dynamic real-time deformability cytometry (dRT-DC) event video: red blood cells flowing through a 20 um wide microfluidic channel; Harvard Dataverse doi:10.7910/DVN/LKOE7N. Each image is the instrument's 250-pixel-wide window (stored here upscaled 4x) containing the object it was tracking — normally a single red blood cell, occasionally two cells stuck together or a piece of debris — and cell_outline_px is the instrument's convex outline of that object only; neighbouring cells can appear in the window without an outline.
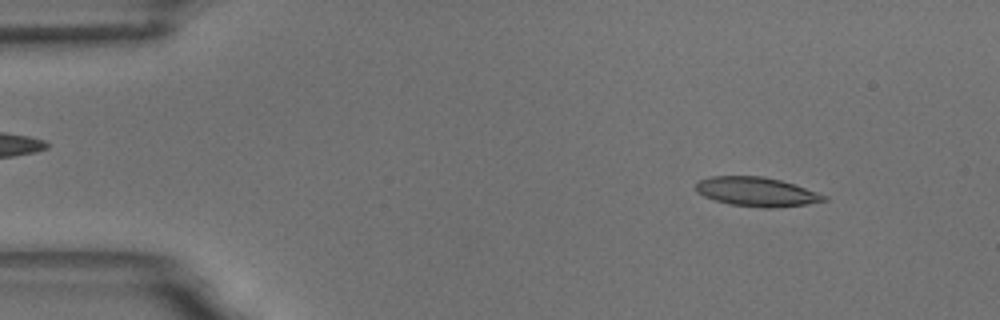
{"species": "common noctule bat (a hibernating species)", "species_latin": "Nyctalus noctula", "temperature_condition": "room temperature", "stored_images_in_passage": 59, "camera_frame_rate_fps": 3000, "um_per_image_px": 0.085, "animal": {"sex": "male", "body_mass_g": 18.8}, "frame": {"image": 1, "passage_image": 7, "time_ms": 2.0, "image_size_px": [1000, 320], "cell_outline_px": [[828, 200], [808, 204], [772, 208], [764, 208], [732, 204], [716, 200], [704, 196], [696, 192], [696, 184], [700, 180], [712, 176], [764, 176], [780, 180], [828, 196]], "centroid_in_image_um": [64.32, 16.3], "position_along_channel_um": 20.7, "area_um2": 21.56}}
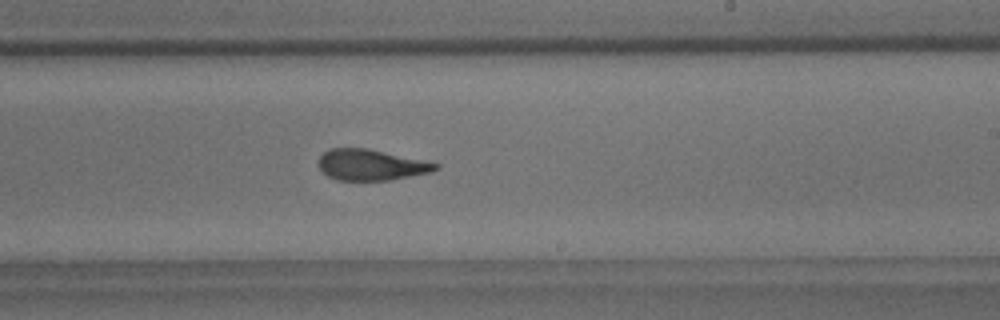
{"frame": {"image": 2, "passage_image": 35, "time_ms": 11.333, "image_size_px": [1000, 320], "cell_outline_px": [[440, 168], [432, 172], [388, 180], [336, 180], [328, 176], [320, 168], [320, 156], [324, 152], [332, 148], [368, 148], [440, 164]], "centroid_in_image_um": [31.56, 14.01], "position_along_channel_um": 257.4, "area_um2": 20.87}}
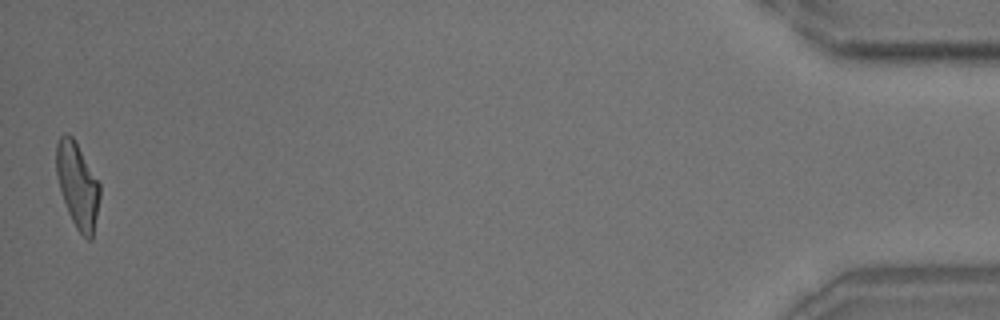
{"frame": {"image": 3, "passage_image": 58, "time_ms": 19.0, "image_size_px": [1000, 320], "cell_outline_px": [[100, 196], [92, 240], [88, 240], [76, 228], [68, 212], [60, 188], [56, 172], [56, 144], [60, 136], [64, 132], [68, 132], [72, 136], [100, 184]], "centroid_in_image_um": [6.58, 15.73], "position_along_channel_um": 428.6, "area_um2": 21.33}, "authors_computed_cell_mechanics": {"area_um2": 22.0218, "velocity_mm_per_s": 3.4406, "shape_relaxation_time_tau1_ms": 5.6472, "shape_relaxation_time_tau2_ms": 2.6821, "deformation_change_tau1": 0.2091, "deformation_change_tau2": 0.1031}}